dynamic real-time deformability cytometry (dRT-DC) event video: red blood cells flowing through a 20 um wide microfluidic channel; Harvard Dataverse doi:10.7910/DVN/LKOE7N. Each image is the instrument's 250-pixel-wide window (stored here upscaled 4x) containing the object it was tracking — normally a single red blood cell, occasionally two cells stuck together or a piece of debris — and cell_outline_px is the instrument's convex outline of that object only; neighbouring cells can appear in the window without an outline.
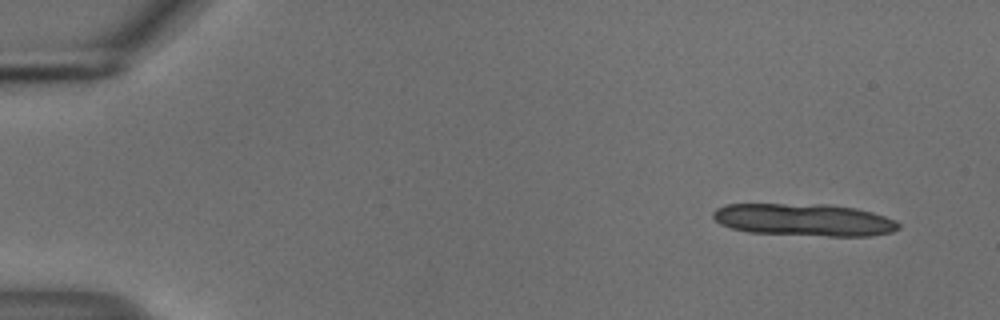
{"species": "common noctule bat (a hibernating species)", "species_latin": "Nyctalus noctula", "temperature_condition": "cold", "stored_images_in_passage": 5, "camera_frame_rate_fps": 3000, "um_per_image_px": 0.085, "animal": {"sex": "male", "body_mass_g": 18.8}, "frame": {"image": 1, "passage_image": 1, "time_ms": 0.0, "image_size_px": [1000, 320], "cell_outline_px": [[900, 228], [892, 232], [868, 236], [828, 236], [748, 232], [732, 228], [720, 224], [712, 216], [712, 212], [716, 208], [724, 204], [828, 204], [856, 208], [872, 212], [896, 220], [900, 224]], "centroid_in_image_um": [68.35, 18.68], "position_along_channel_um": 16.7, "area_um2": 35.14}}